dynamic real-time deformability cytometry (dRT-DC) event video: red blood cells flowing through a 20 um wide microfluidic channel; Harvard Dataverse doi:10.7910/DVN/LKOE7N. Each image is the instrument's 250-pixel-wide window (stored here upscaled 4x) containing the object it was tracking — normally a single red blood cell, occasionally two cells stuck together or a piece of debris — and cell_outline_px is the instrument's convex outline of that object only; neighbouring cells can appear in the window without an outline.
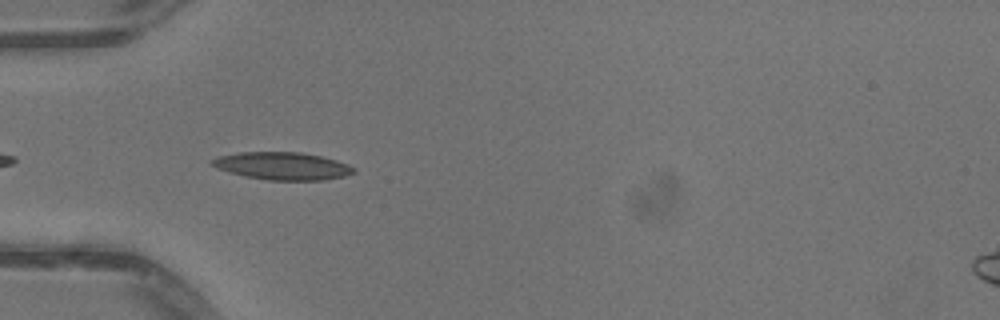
{"species": "common noctule bat (a hibernating species)", "species_latin": "Nyctalus noctula", "temperature_condition": "warm", "stored_images_in_passage": 24, "camera_frame_rate_fps": 3000, "um_per_image_px": 0.085, "animal": {"sex": "male", "body_mass_g": 13.3}, "frame": {"image": 1, "passage_image": 3, "time_ms": 0.667, "image_size_px": [1000, 320], "cell_outline_px": [[356, 172], [344, 176], [324, 180], [268, 180], [244, 176], [228, 172], [216, 168], [208, 160], [220, 156], [240, 152], [300, 152], [320, 156], [336, 160], [348, 164], [356, 168]], "centroid_in_image_um": [24.01, 14.11], "position_along_channel_um": 61.0, "area_um2": 22.83}}
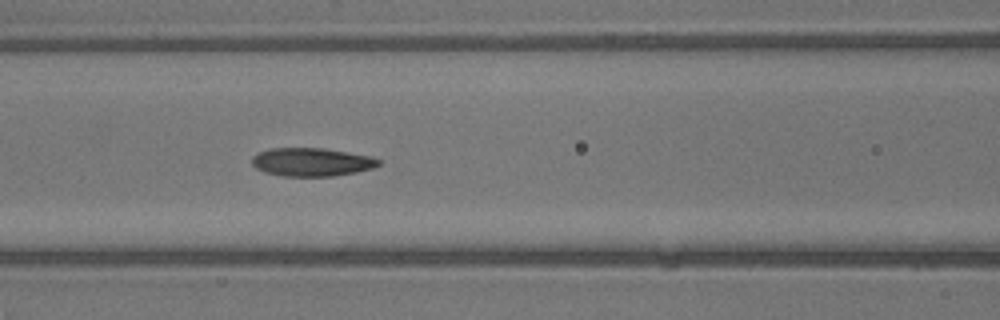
{"frame": {"image": 2, "passage_image": 9, "time_ms": 2.667, "image_size_px": [1000, 320], "cell_outline_px": [[380, 164], [372, 168], [356, 172], [332, 176], [284, 176], [264, 172], [256, 168], [252, 164], [252, 156], [268, 148], [324, 148], [372, 156], [380, 160]], "centroid_in_image_um": [26.48, 13.77], "position_along_channel_um": 140.1, "area_um2": 20.92}}
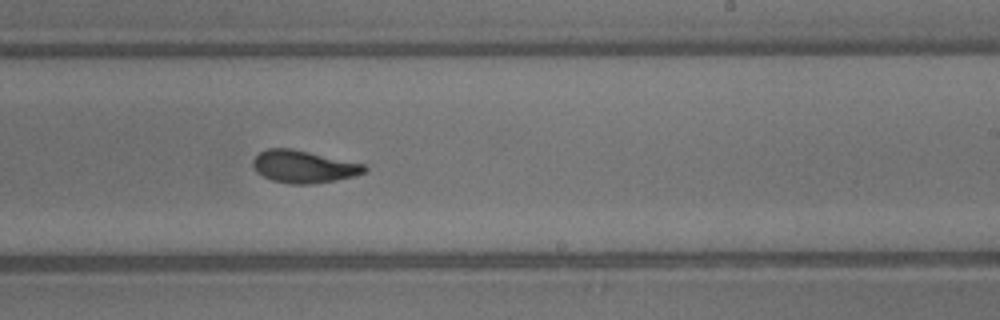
{"frame": {"image": 3, "passage_image": 18, "time_ms": 5.667, "image_size_px": [1000, 320], "cell_outline_px": [[368, 168], [364, 172], [352, 176], [336, 180], [312, 184], [288, 184], [272, 180], [256, 172], [252, 164], [252, 160], [260, 152], [268, 148], [292, 148], [364, 164]], "centroid_in_image_um": [25.78, 14.16], "position_along_channel_um": 263.2, "area_um2": 20.98}}